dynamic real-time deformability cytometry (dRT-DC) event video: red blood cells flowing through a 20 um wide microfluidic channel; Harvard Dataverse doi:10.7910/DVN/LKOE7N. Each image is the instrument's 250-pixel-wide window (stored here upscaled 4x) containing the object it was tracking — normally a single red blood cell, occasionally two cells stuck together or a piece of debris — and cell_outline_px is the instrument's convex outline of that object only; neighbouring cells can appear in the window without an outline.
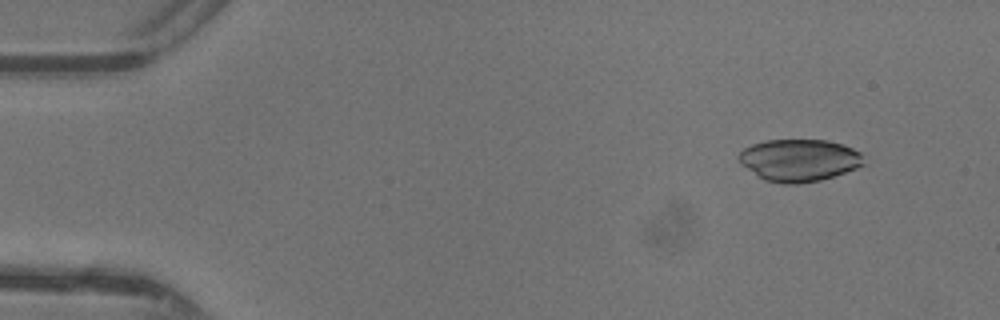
{"species": "common noctule bat (a hibernating species)", "species_latin": "Nyctalus noctula", "temperature_condition": "warm", "stored_images_in_passage": 12, "camera_frame_rate_fps": 3000, "um_per_image_px": 0.085, "animal": {"sex": "female"}, "frame": {"image": 1, "passage_image": 5, "time_ms": 1.333, "image_size_px": [1000, 320], "cell_outline_px": [[868, 164], [820, 180], [796, 184], [784, 184], [764, 180], [740, 164], [736, 156], [744, 148], [752, 144], [764, 140], [828, 140], [844, 144], [860, 152]], "centroid_in_image_um": [67.93, 13.61], "position_along_channel_um": 17.1, "area_um2": 30.98}}